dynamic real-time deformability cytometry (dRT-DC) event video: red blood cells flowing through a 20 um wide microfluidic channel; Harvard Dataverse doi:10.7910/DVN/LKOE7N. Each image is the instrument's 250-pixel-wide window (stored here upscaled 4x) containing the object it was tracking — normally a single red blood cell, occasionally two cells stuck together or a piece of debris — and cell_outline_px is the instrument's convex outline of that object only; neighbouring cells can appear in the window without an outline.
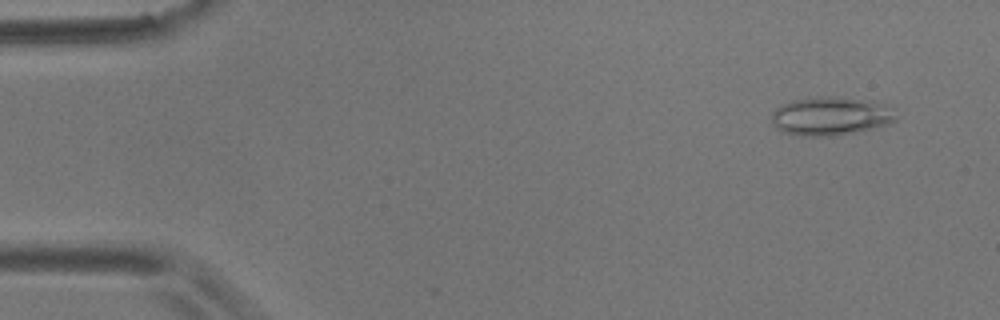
{"species": "common noctule bat (a hibernating species)", "species_latin": "Nyctalus noctula", "temperature_condition": "room temperature", "stored_images_in_passage": 6, "camera_frame_rate_fps": 3000, "um_per_image_px": 0.085, "animal": {"sex": "male", "body_mass_g": 17.9}, "frame": {"image": 1, "passage_image": 2, "time_ms": 1.0, "image_size_px": [1000, 320], "cell_outline_px": [[896, 120], [888, 124], [872, 128], [832, 136], [804, 136], [784, 132], [776, 128], [772, 120], [772, 112], [776, 108], [792, 100], [828, 96], [836, 96], [872, 100], [896, 108]], "centroid_in_image_um": [70.66, 9.85], "position_along_channel_um": 14.3, "area_um2": 27.98}}